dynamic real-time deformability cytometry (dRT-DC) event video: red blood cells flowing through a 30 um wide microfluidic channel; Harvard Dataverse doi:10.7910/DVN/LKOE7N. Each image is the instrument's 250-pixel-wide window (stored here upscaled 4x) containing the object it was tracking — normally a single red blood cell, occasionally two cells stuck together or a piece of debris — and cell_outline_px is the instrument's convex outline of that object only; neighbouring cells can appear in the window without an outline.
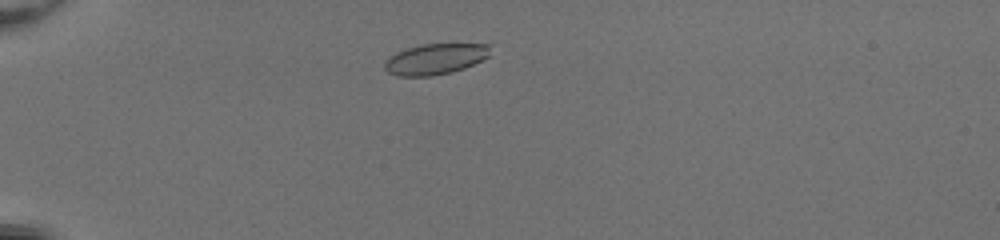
{"species": "common noctule bat (a hibernating species)", "species_latin": "Nyctalus noctula", "temperature_condition": "room temperature", "stored_images_in_passage": 42, "camera_frame_rate_fps": 3000, "um_per_image_px": 0.085, "animal": {"sex": "female", "body_mass_g": 20.0, "forearm_length_mm": 54.0}, "frame": {"image": 1, "passage_image": 5, "time_ms": 1.333, "image_size_px": [1000, 240], "cell_outline_px": [[492, 44], [488, 56], [484, 60], [464, 68], [452, 72], [432, 76], [396, 76], [388, 72], [384, 68], [384, 60], [388, 56], [396, 52], [408, 48], [424, 44]], "centroid_in_image_um": [36.99, 5.02], "position_along_channel_um": 48.0, "area_um2": 19.13}}
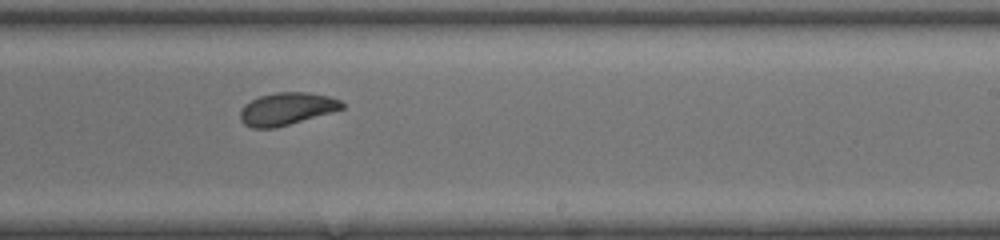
{"frame": {"image": 2, "passage_image": 24, "time_ms": 7.667, "image_size_px": [1000, 240], "cell_outline_px": [[344, 108], [332, 112], [276, 128], [252, 128], [244, 124], [240, 120], [240, 112], [244, 104], [260, 96], [276, 92], [308, 92], [328, 96], [340, 100], [344, 104]], "centroid_in_image_um": [24.36, 9.25], "position_along_channel_um": 264.6, "area_um2": 19.25}}
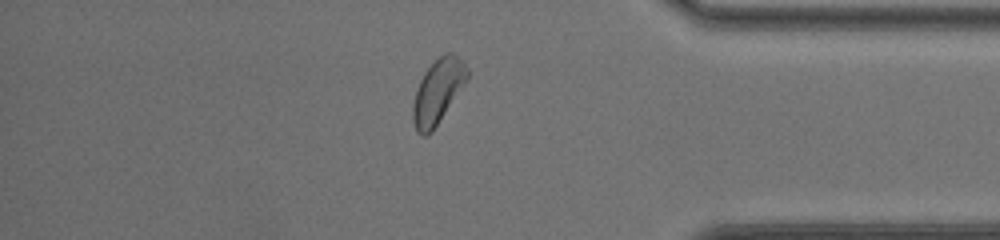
{"frame": {"image": 3, "passage_image": 35, "time_ms": 11.333, "image_size_px": [1000, 240], "cell_outline_px": [[468, 76], [464, 84], [432, 132], [428, 136], [420, 136], [416, 132], [412, 120], [412, 104], [416, 88], [424, 72], [444, 52], [452, 52], [464, 60], [468, 68]], "centroid_in_image_um": [37.19, 7.78], "position_along_channel_um": 398.0, "area_um2": 20.46}, "authors_computed_cell_mechanics": {"area_um2": 19.8254, "velocity_mm_per_s": 4.064, "shape_relaxation_time_tau1_ms": 3.8138, "shape_relaxation_time_tau2_ms": 1.7013, "deformation_change_tau1": 0.1263, "deformation_change_tau2": 0.0686}}